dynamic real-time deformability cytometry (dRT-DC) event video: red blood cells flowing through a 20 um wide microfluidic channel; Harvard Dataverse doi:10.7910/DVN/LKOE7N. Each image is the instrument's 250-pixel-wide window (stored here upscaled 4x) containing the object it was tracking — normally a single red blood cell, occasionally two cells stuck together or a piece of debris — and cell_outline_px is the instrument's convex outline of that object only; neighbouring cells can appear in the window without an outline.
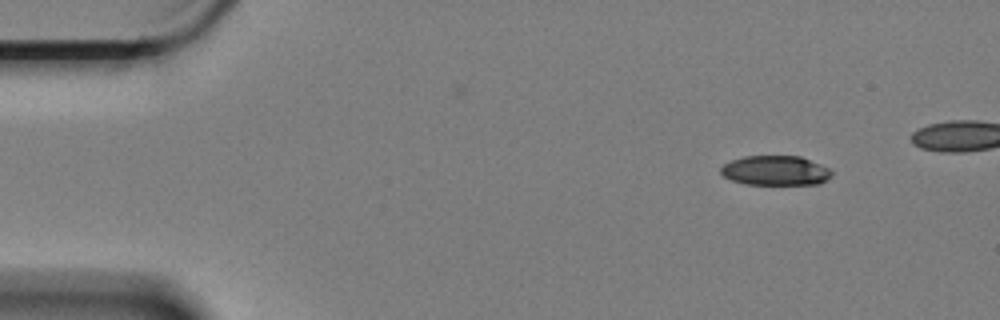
{"species": "Egyptian fruit bat (a non-hibernating species)", "species_latin": "Rousettus aegyptiacus", "temperature_condition": "cold", "stored_images_in_passage": 5, "camera_frame_rate_fps": 3000, "um_per_image_px": 0.085, "animal": {"sex": "female"}, "frame": {"image": 1, "passage_image": 1, "time_ms": 0.0, "image_size_px": [1000, 320], "cell_outline_px": [[832, 176], [820, 184], [744, 184], [732, 180], [724, 176], [720, 172], [720, 168], [724, 164], [732, 160], [744, 156], [800, 156], [820, 164], [828, 168], [832, 172]], "centroid_in_image_um": [65.91, 14.5], "position_along_channel_um": 19.1, "area_um2": 19.13}}